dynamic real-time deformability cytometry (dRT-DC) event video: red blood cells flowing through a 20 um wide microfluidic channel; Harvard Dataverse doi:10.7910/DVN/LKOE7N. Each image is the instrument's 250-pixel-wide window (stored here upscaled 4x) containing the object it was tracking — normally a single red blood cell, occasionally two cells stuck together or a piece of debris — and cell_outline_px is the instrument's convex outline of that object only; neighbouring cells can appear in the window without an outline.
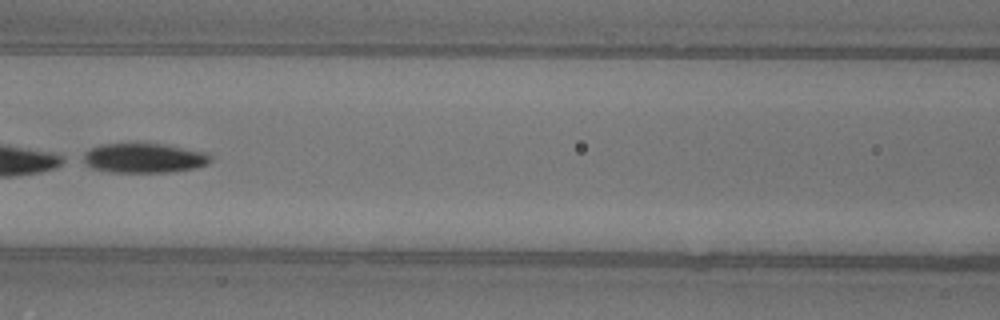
{"species": "common noctule bat (a hibernating species)", "species_latin": "Nyctalus noctula", "temperature_condition": "warm", "stored_images_in_passage": 48, "camera_frame_rate_fps": 3000, "um_per_image_px": 0.085, "animal": {"sex": "female"}, "frame": {"image": 1, "passage_image": 21, "time_ms": 6.667, "image_size_px": [1000, 320], "cell_outline_px": [[212, 160], [208, 164], [196, 168], [172, 172], [112, 172], [92, 168], [80, 160], [84, 152], [100, 144], [164, 144], [208, 152], [212, 156]], "centroid_in_image_um": [12.27, 13.44], "position_along_channel_um": 154.3, "area_um2": 22.2}}